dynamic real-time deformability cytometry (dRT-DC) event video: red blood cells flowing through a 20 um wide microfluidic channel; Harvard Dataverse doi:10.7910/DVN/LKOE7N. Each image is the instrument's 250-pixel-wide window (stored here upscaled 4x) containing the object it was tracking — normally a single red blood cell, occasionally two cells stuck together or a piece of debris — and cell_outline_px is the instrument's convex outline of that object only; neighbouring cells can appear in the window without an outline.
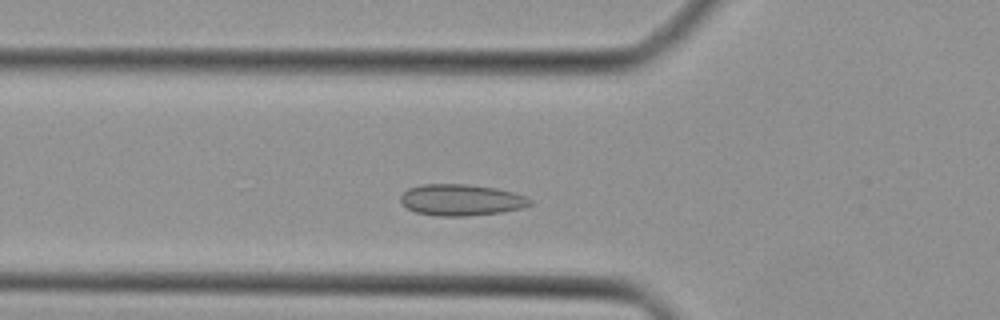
{"species": "Egyptian fruit bat (a non-hibernating species)", "species_latin": "Rousettus aegyptiacus", "temperature_condition": "cold", "stored_images_in_passage": 31, "camera_frame_rate_fps": 3000, "um_per_image_px": 0.085, "animal": {"sex": "female"}, "frame": {"image": 1, "passage_image": 2, "time_ms": 0.333, "image_size_px": [1000, 320], "cell_outline_px": [[532, 204], [520, 208], [500, 212], [464, 216], [436, 216], [416, 212], [408, 208], [400, 200], [400, 196], [408, 188], [420, 184], [468, 184], [496, 188], [512, 192], [524, 196], [532, 200]], "centroid_in_image_um": [39.17, 16.98], "position_along_channel_um": 86.6, "area_um2": 23.52}}
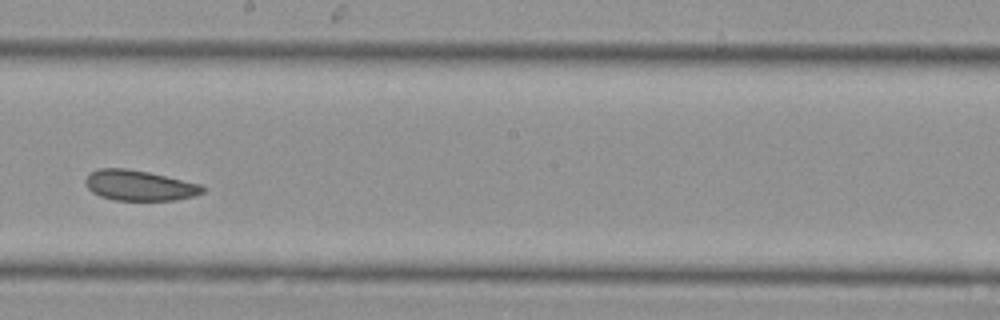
{"frame": {"image": 2, "passage_image": 12, "time_ms": 3.667, "image_size_px": [1000, 320], "cell_outline_px": [[204, 192], [192, 196], [176, 200], [112, 200], [100, 196], [92, 192], [88, 188], [84, 180], [88, 172], [96, 168], [124, 168], [148, 172], [200, 184], [204, 188]], "centroid_in_image_um": [11.78, 15.76], "position_along_channel_um": 236.4, "area_um2": 20.75}}
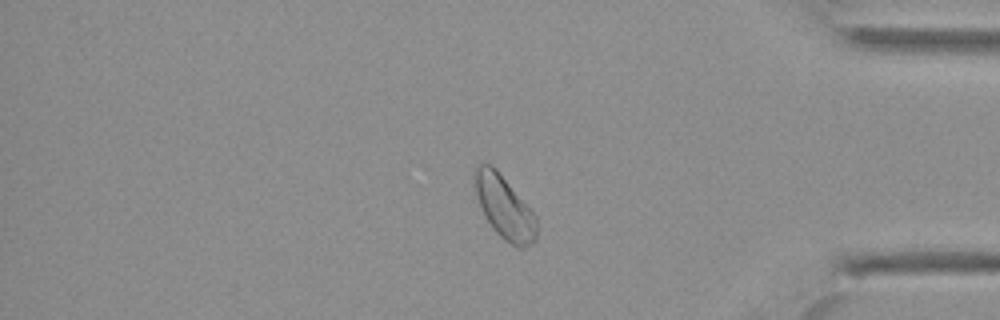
{"frame": {"image": 3, "passage_image": 24, "time_ms": 7.667, "image_size_px": [1000, 320], "cell_outline_px": [[536, 240], [532, 244], [524, 248], [516, 248], [504, 240], [492, 228], [472, 188], [472, 172], [480, 164], [492, 164], [496, 168], [536, 216]], "centroid_in_image_um": [42.84, 17.61], "position_along_channel_um": 392.4, "area_um2": 22.83}}